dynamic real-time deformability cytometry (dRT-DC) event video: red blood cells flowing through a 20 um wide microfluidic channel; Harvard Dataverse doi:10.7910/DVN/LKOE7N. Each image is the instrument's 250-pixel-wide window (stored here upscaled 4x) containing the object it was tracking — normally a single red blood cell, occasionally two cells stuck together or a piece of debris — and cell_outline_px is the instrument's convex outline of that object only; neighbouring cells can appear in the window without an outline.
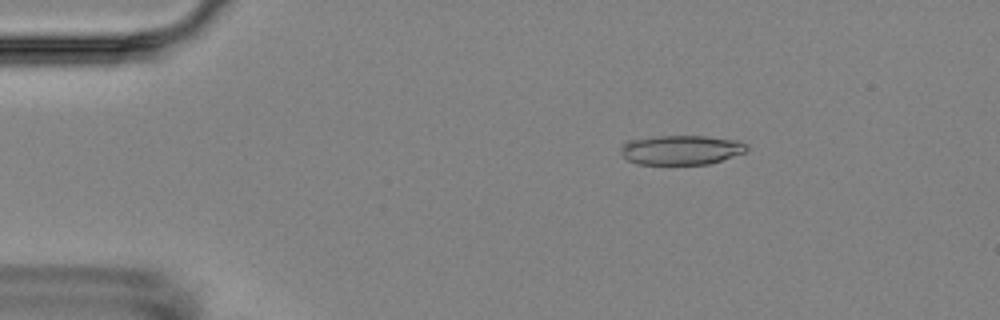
{"species": "Egyptian fruit bat (a non-hibernating species)", "species_latin": "Rousettus aegyptiacus", "temperature_condition": "room temperature", "stored_images_in_passage": 3, "camera_frame_rate_fps": 3000, "um_per_image_px": 0.085, "animal": {"sex": "female"}, "frame": {"image": 1, "passage_image": 2, "time_ms": 1.667, "image_size_px": [1000, 320], "cell_outline_px": [[748, 148], [744, 152], [708, 164], [636, 164], [628, 160], [620, 152], [624, 140], [656, 136], [704, 136], [740, 140], [748, 144]], "centroid_in_image_um": [57.87, 12.73], "position_along_channel_um": 27.1, "area_um2": 21.73}}